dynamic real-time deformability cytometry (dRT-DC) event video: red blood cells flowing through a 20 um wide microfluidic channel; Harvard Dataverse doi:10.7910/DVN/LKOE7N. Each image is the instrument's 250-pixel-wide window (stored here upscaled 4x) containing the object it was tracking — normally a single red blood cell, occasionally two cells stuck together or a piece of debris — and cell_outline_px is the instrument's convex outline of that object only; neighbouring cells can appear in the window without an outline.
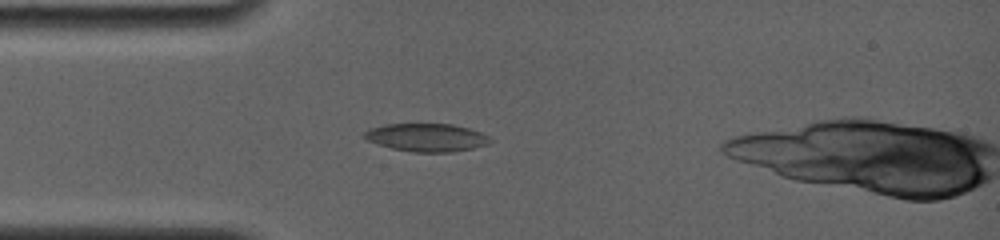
{"species": "common noctule bat (a hibernating species)", "species_latin": "Nyctalus noctula", "temperature_condition": "room temperature", "stored_images_in_passage": 53, "camera_frame_rate_fps": 4000, "um_per_image_px": 0.085, "animal": {"sex": "female", "body_mass_g": 19.0, "forearm_length_mm": 56.7}, "frame": {"image": 1, "passage_image": 1, "time_ms": 0.0, "image_size_px": [1000, 240], "cell_outline_px": [[492, 140], [488, 144], [472, 148], [452, 152], [412, 152], [392, 148], [368, 140], [364, 136], [364, 132], [368, 128], [384, 124], [452, 124], [468, 128], [480, 132], [488, 136]], "centroid_in_image_um": [36.26, 11.68], "position_along_channel_um": 48.7, "area_um2": 20.4}}
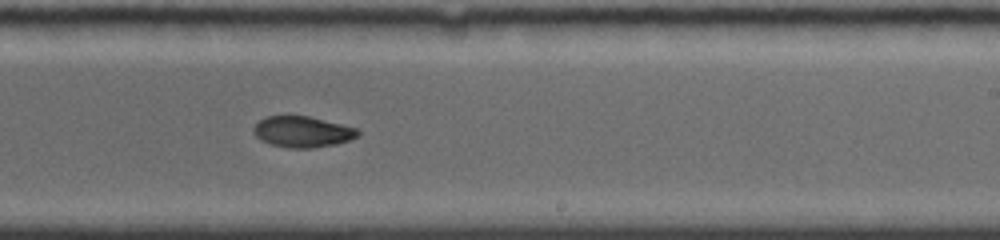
{"frame": {"image": 2, "passage_image": 28, "time_ms": 5.75, "image_size_px": [1000, 240], "cell_outline_px": [[360, 136], [336, 144], [312, 148], [288, 148], [272, 144], [260, 140], [252, 132], [252, 128], [260, 120], [268, 116], [308, 116], [356, 128], [360, 132]], "centroid_in_image_um": [25.7, 11.21], "position_along_channel_um": 263.3, "area_um2": 18.73}}
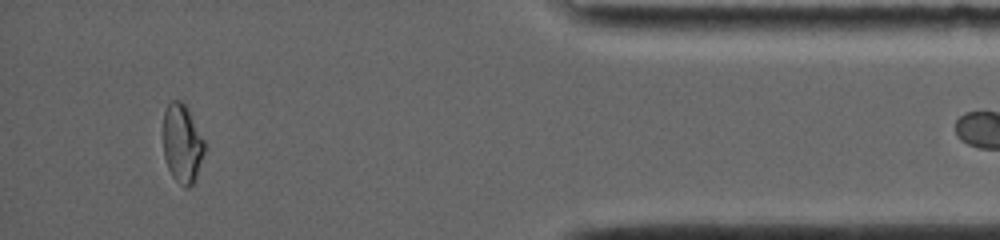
{"frame": {"image": 3, "passage_image": 51, "time_ms": 10.75, "image_size_px": [1000, 240], "cell_outline_px": [[208, 148], [196, 180], [188, 188], [184, 188], [172, 176], [168, 168], [164, 156], [164, 112], [168, 104], [172, 100], [180, 100], [188, 108]], "centroid_in_image_um": [15.54, 12.24], "position_along_channel_um": 419.7, "area_um2": 19.36}}